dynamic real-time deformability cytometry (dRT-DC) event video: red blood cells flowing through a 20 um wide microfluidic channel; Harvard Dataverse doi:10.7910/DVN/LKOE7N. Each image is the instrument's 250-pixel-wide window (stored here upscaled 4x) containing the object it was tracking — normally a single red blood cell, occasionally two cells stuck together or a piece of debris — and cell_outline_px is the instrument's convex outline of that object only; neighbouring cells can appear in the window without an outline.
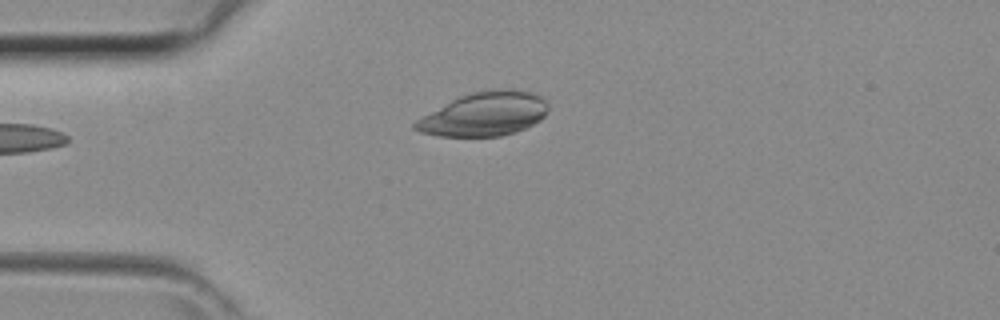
{"species": "common noctule bat (a hibernating species)", "species_latin": "Nyctalus noctula", "temperature_condition": "room temperature", "stored_images_in_passage": 33, "camera_frame_rate_fps": 3000, "um_per_image_px": 0.085, "animal": {"sex": "female", "body_mass_g": 29.2, "forearm_length_mm": 56.3}, "frame": {"image": 1, "passage_image": 1, "time_ms": 0.0, "image_size_px": [1000, 320], "cell_outline_px": [[548, 108], [544, 116], [540, 120], [524, 128], [500, 136], [440, 136], [420, 132], [412, 128], [412, 124], [416, 120], [452, 100], [460, 96], [476, 92], [500, 88], [512, 88], [532, 92], [540, 96], [548, 104]], "centroid_in_image_um": [41.18, 9.69], "position_along_channel_um": 43.8, "area_um2": 33.58}}
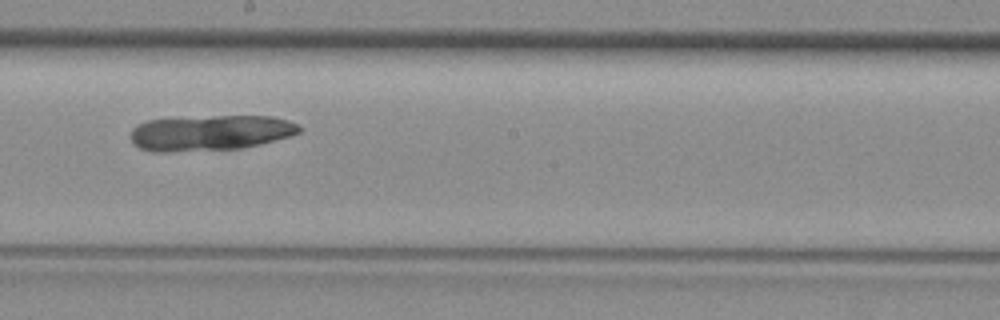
{"frame": {"image": 2, "passage_image": 14, "time_ms": 4.333, "image_size_px": [1000, 320], "cell_outline_px": [[300, 132], [288, 136], [260, 144], [240, 148], [168, 152], [152, 152], [140, 148], [128, 136], [132, 128], [136, 124], [148, 120], [216, 116], [272, 116], [288, 120], [296, 124], [300, 128]], "centroid_in_image_um": [17.82, 11.29], "position_along_channel_um": 230.4, "area_um2": 34.68}}
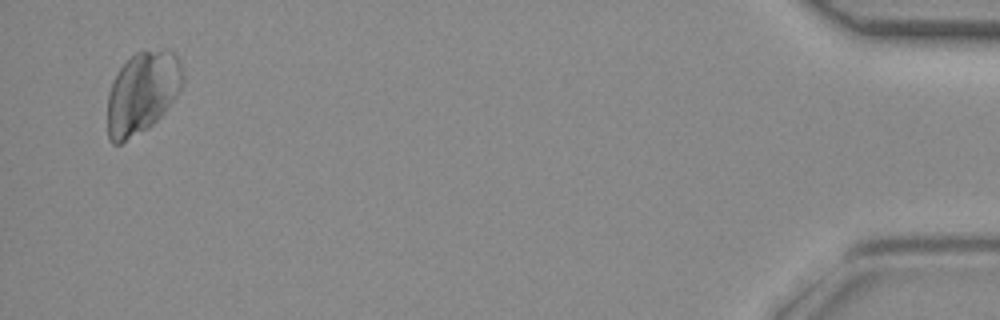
{"frame": {"image": 3, "passage_image": 32, "time_ms": 10.333, "image_size_px": [1000, 320], "cell_outline_px": [[184, 80], [176, 96], [164, 112], [148, 128], [120, 144], [112, 144], [108, 140], [108, 92], [112, 80], [120, 68], [136, 52], [168, 48], [176, 52], [180, 60], [184, 76]], "centroid_in_image_um": [12.1, 7.85], "position_along_channel_um": 423.1, "area_um2": 36.18}}